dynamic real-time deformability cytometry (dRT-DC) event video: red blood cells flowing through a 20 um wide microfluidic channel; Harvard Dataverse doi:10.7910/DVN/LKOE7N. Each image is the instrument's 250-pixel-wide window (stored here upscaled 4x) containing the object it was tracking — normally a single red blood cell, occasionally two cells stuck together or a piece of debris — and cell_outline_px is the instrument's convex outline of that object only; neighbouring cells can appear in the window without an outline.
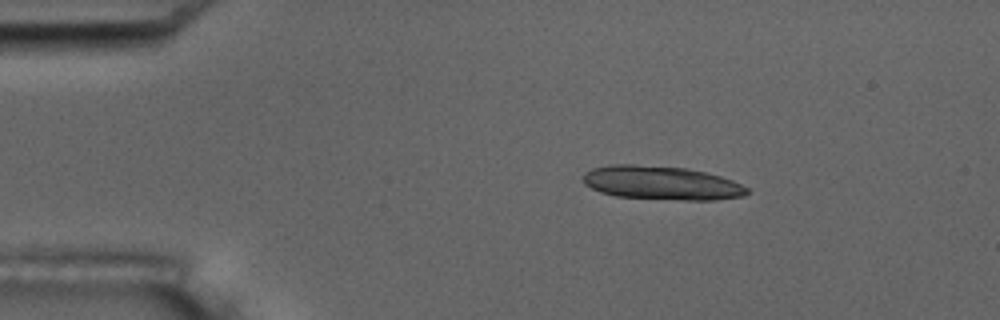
{"species": "common noctule bat (a hibernating species)", "species_latin": "Nyctalus noctula", "temperature_condition": "room temperature", "stored_images_in_passage": 34, "camera_frame_rate_fps": 3000, "um_per_image_px": 0.085, "animal": {"sex": "male", "body_mass_g": 17.5, "forearm_length_mm": 52.3}, "frame": {"image": 1, "passage_image": 1, "time_ms": 0.0, "image_size_px": [1000, 320], "cell_outline_px": [[748, 192], [744, 196], [716, 200], [680, 200], [616, 196], [600, 192], [584, 184], [584, 172], [592, 168], [608, 164], [632, 164], [688, 168], [720, 176], [732, 180], [748, 188]], "centroid_in_image_um": [56.21, 15.54], "position_along_channel_um": 28.8, "area_um2": 32.31}}